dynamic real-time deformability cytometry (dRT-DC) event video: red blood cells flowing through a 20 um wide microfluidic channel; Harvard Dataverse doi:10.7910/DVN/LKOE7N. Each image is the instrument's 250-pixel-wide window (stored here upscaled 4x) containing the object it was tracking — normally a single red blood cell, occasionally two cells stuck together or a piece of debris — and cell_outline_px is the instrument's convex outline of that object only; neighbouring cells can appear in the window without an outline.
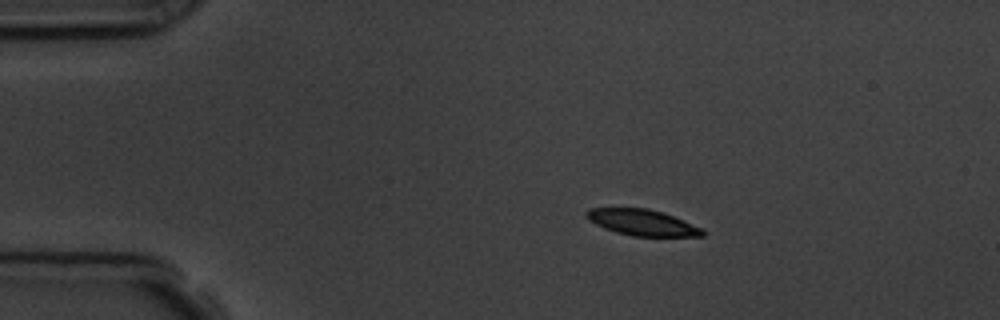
{"species": "common noctule bat (a hibernating species)", "species_latin": "Nyctalus noctula", "temperature_condition": "room temperature", "stored_images_in_passage": 8, "camera_frame_rate_fps": 3000, "um_per_image_px": 0.085, "animal": {"sex": "male", "body_mass_g": 19.5, "forearm_length_mm": 54.6}, "frame": {"image": 1, "passage_image": 3, "time_ms": 2.333, "image_size_px": [1000, 320], "cell_outline_px": [[704, 236], [632, 236], [616, 232], [604, 228], [588, 220], [584, 216], [584, 212], [588, 208], [648, 208], [664, 212], [704, 228]], "centroid_in_image_um": [54.58, 18.9], "position_along_channel_um": 30.4, "area_um2": 17.86}}
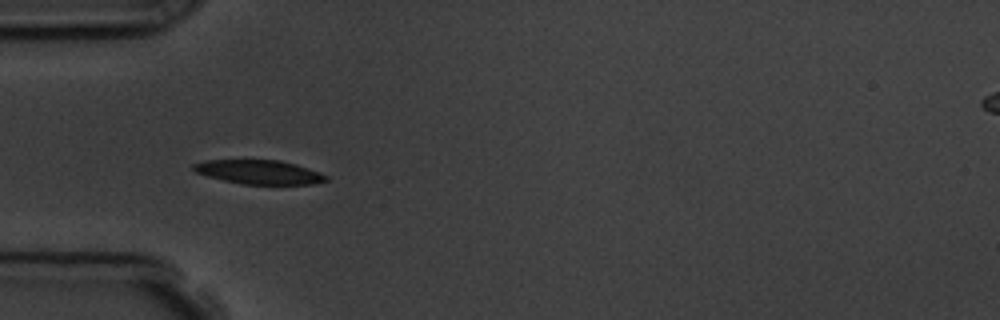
{"frame": {"image": 2, "passage_image": 5, "time_ms": 4.667, "image_size_px": [1000, 320], "cell_outline_px": [[328, 180], [312, 184], [244, 184], [224, 180], [208, 176], [196, 172], [192, 168], [192, 164], [204, 160], [280, 160], [296, 164], [320, 172], [328, 176]], "centroid_in_image_um": [22.03, 14.62], "position_along_channel_um": 63.0, "area_um2": 18.5}}